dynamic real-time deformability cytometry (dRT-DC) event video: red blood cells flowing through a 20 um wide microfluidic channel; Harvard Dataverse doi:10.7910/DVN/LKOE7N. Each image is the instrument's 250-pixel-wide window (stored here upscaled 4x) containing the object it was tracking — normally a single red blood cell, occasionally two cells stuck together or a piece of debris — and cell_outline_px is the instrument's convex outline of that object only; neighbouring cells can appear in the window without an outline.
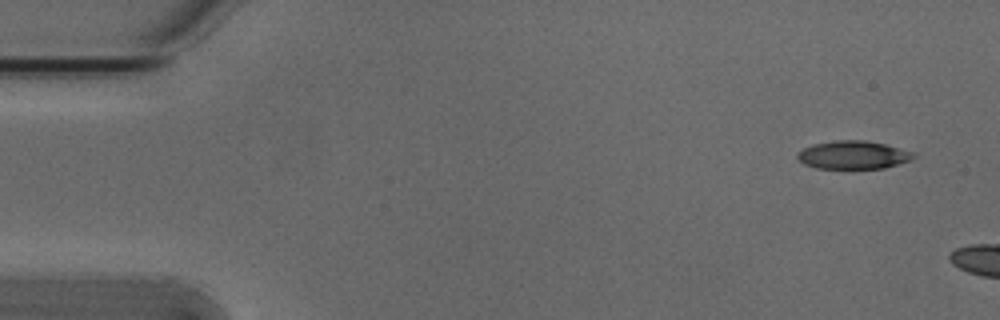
{"species": "Egyptian fruit bat (a non-hibernating species)", "species_latin": "Rousettus aegyptiacus", "temperature_condition": "cold", "stored_images_in_passage": 2, "camera_frame_rate_fps": 3000, "um_per_image_px": 0.085, "animal": {"sex": "male"}, "frame": {"image": 1, "passage_image": 1, "time_ms": 0.0, "image_size_px": [1000, 320], "cell_outline_px": [[916, 156], [912, 160], [884, 168], [816, 168], [804, 164], [796, 156], [804, 148], [812, 144], [836, 140], [864, 140], [884, 144], [916, 152]], "centroid_in_image_um": [72.56, 13.16], "position_along_channel_um": 12.4, "area_um2": 19.02}}